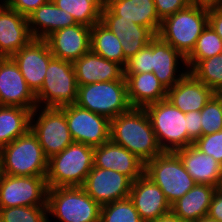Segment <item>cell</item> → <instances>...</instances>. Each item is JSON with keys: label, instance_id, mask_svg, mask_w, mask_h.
Wrapping results in <instances>:
<instances>
[{"label": "cell", "instance_id": "cell-12", "mask_svg": "<svg viewBox=\"0 0 222 222\" xmlns=\"http://www.w3.org/2000/svg\"><path fill=\"white\" fill-rule=\"evenodd\" d=\"M74 142L97 147L110 140V120L76 104L60 108Z\"/></svg>", "mask_w": 222, "mask_h": 222}, {"label": "cell", "instance_id": "cell-15", "mask_svg": "<svg viewBox=\"0 0 222 222\" xmlns=\"http://www.w3.org/2000/svg\"><path fill=\"white\" fill-rule=\"evenodd\" d=\"M0 105L17 106L31 111L37 107L35 94L11 57L0 58Z\"/></svg>", "mask_w": 222, "mask_h": 222}, {"label": "cell", "instance_id": "cell-40", "mask_svg": "<svg viewBox=\"0 0 222 222\" xmlns=\"http://www.w3.org/2000/svg\"><path fill=\"white\" fill-rule=\"evenodd\" d=\"M185 117H187V146H190L202 136L201 113L190 111L185 113Z\"/></svg>", "mask_w": 222, "mask_h": 222}, {"label": "cell", "instance_id": "cell-26", "mask_svg": "<svg viewBox=\"0 0 222 222\" xmlns=\"http://www.w3.org/2000/svg\"><path fill=\"white\" fill-rule=\"evenodd\" d=\"M124 77L131 107L144 108L149 104L167 99L168 90L153 72L124 74Z\"/></svg>", "mask_w": 222, "mask_h": 222}, {"label": "cell", "instance_id": "cell-29", "mask_svg": "<svg viewBox=\"0 0 222 222\" xmlns=\"http://www.w3.org/2000/svg\"><path fill=\"white\" fill-rule=\"evenodd\" d=\"M31 113L26 108L0 105V149L30 130Z\"/></svg>", "mask_w": 222, "mask_h": 222}, {"label": "cell", "instance_id": "cell-9", "mask_svg": "<svg viewBox=\"0 0 222 222\" xmlns=\"http://www.w3.org/2000/svg\"><path fill=\"white\" fill-rule=\"evenodd\" d=\"M144 174L160 187L170 205L196 184L175 152H162L146 162Z\"/></svg>", "mask_w": 222, "mask_h": 222}, {"label": "cell", "instance_id": "cell-14", "mask_svg": "<svg viewBox=\"0 0 222 222\" xmlns=\"http://www.w3.org/2000/svg\"><path fill=\"white\" fill-rule=\"evenodd\" d=\"M18 65L28 87L36 94L44 83L49 62L54 58L43 39H32L11 57Z\"/></svg>", "mask_w": 222, "mask_h": 222}, {"label": "cell", "instance_id": "cell-37", "mask_svg": "<svg viewBox=\"0 0 222 222\" xmlns=\"http://www.w3.org/2000/svg\"><path fill=\"white\" fill-rule=\"evenodd\" d=\"M145 72H153L152 41L127 60V64L124 67V74H138Z\"/></svg>", "mask_w": 222, "mask_h": 222}, {"label": "cell", "instance_id": "cell-2", "mask_svg": "<svg viewBox=\"0 0 222 222\" xmlns=\"http://www.w3.org/2000/svg\"><path fill=\"white\" fill-rule=\"evenodd\" d=\"M94 147L73 142L48 159V188L82 187L94 166Z\"/></svg>", "mask_w": 222, "mask_h": 222}, {"label": "cell", "instance_id": "cell-27", "mask_svg": "<svg viewBox=\"0 0 222 222\" xmlns=\"http://www.w3.org/2000/svg\"><path fill=\"white\" fill-rule=\"evenodd\" d=\"M104 4L116 15L150 28L156 35L161 20L153 0H104Z\"/></svg>", "mask_w": 222, "mask_h": 222}, {"label": "cell", "instance_id": "cell-41", "mask_svg": "<svg viewBox=\"0 0 222 222\" xmlns=\"http://www.w3.org/2000/svg\"><path fill=\"white\" fill-rule=\"evenodd\" d=\"M47 1L48 0H8L4 5L17 11L19 14L28 17L32 12Z\"/></svg>", "mask_w": 222, "mask_h": 222}, {"label": "cell", "instance_id": "cell-19", "mask_svg": "<svg viewBox=\"0 0 222 222\" xmlns=\"http://www.w3.org/2000/svg\"><path fill=\"white\" fill-rule=\"evenodd\" d=\"M94 167L112 169L133 182L144 174L145 163L126 148L109 140L94 147Z\"/></svg>", "mask_w": 222, "mask_h": 222}, {"label": "cell", "instance_id": "cell-35", "mask_svg": "<svg viewBox=\"0 0 222 222\" xmlns=\"http://www.w3.org/2000/svg\"><path fill=\"white\" fill-rule=\"evenodd\" d=\"M47 206L0 208V222H50Z\"/></svg>", "mask_w": 222, "mask_h": 222}, {"label": "cell", "instance_id": "cell-39", "mask_svg": "<svg viewBox=\"0 0 222 222\" xmlns=\"http://www.w3.org/2000/svg\"><path fill=\"white\" fill-rule=\"evenodd\" d=\"M155 3V9L159 19H163L171 16L172 14L186 8L189 4V0H153Z\"/></svg>", "mask_w": 222, "mask_h": 222}, {"label": "cell", "instance_id": "cell-10", "mask_svg": "<svg viewBox=\"0 0 222 222\" xmlns=\"http://www.w3.org/2000/svg\"><path fill=\"white\" fill-rule=\"evenodd\" d=\"M30 129L37 136L47 159L62 152L74 142L65 113L60 108L37 106L31 113Z\"/></svg>", "mask_w": 222, "mask_h": 222}, {"label": "cell", "instance_id": "cell-30", "mask_svg": "<svg viewBox=\"0 0 222 222\" xmlns=\"http://www.w3.org/2000/svg\"><path fill=\"white\" fill-rule=\"evenodd\" d=\"M90 50L123 68L127 64L119 38L101 22L91 27Z\"/></svg>", "mask_w": 222, "mask_h": 222}, {"label": "cell", "instance_id": "cell-23", "mask_svg": "<svg viewBox=\"0 0 222 222\" xmlns=\"http://www.w3.org/2000/svg\"><path fill=\"white\" fill-rule=\"evenodd\" d=\"M182 161L187 173L196 184L220 187L222 182V165L212 156L204 154L193 144L175 151Z\"/></svg>", "mask_w": 222, "mask_h": 222}, {"label": "cell", "instance_id": "cell-20", "mask_svg": "<svg viewBox=\"0 0 222 222\" xmlns=\"http://www.w3.org/2000/svg\"><path fill=\"white\" fill-rule=\"evenodd\" d=\"M32 39L27 17L0 4V58L12 57Z\"/></svg>", "mask_w": 222, "mask_h": 222}, {"label": "cell", "instance_id": "cell-6", "mask_svg": "<svg viewBox=\"0 0 222 222\" xmlns=\"http://www.w3.org/2000/svg\"><path fill=\"white\" fill-rule=\"evenodd\" d=\"M47 209L61 222H100L101 206L82 187L48 188Z\"/></svg>", "mask_w": 222, "mask_h": 222}, {"label": "cell", "instance_id": "cell-36", "mask_svg": "<svg viewBox=\"0 0 222 222\" xmlns=\"http://www.w3.org/2000/svg\"><path fill=\"white\" fill-rule=\"evenodd\" d=\"M200 113L202 136L222 130V92L215 93Z\"/></svg>", "mask_w": 222, "mask_h": 222}, {"label": "cell", "instance_id": "cell-45", "mask_svg": "<svg viewBox=\"0 0 222 222\" xmlns=\"http://www.w3.org/2000/svg\"><path fill=\"white\" fill-rule=\"evenodd\" d=\"M150 222H185L182 219H180L179 217H177L172 211L160 216L159 218L152 220Z\"/></svg>", "mask_w": 222, "mask_h": 222}, {"label": "cell", "instance_id": "cell-24", "mask_svg": "<svg viewBox=\"0 0 222 222\" xmlns=\"http://www.w3.org/2000/svg\"><path fill=\"white\" fill-rule=\"evenodd\" d=\"M178 60L186 66L185 58L170 44L164 42L158 36L152 40L153 73L167 90L172 88L188 72L187 69L178 70L180 68Z\"/></svg>", "mask_w": 222, "mask_h": 222}, {"label": "cell", "instance_id": "cell-5", "mask_svg": "<svg viewBox=\"0 0 222 222\" xmlns=\"http://www.w3.org/2000/svg\"><path fill=\"white\" fill-rule=\"evenodd\" d=\"M75 104L103 115L109 120L127 112L131 106L127 96L126 79L97 82L78 86Z\"/></svg>", "mask_w": 222, "mask_h": 222}, {"label": "cell", "instance_id": "cell-3", "mask_svg": "<svg viewBox=\"0 0 222 222\" xmlns=\"http://www.w3.org/2000/svg\"><path fill=\"white\" fill-rule=\"evenodd\" d=\"M207 25L208 10L188 5L163 19L157 36L186 58Z\"/></svg>", "mask_w": 222, "mask_h": 222}, {"label": "cell", "instance_id": "cell-1", "mask_svg": "<svg viewBox=\"0 0 222 222\" xmlns=\"http://www.w3.org/2000/svg\"><path fill=\"white\" fill-rule=\"evenodd\" d=\"M110 140L146 163L163 151L144 108L131 107L110 120Z\"/></svg>", "mask_w": 222, "mask_h": 222}, {"label": "cell", "instance_id": "cell-38", "mask_svg": "<svg viewBox=\"0 0 222 222\" xmlns=\"http://www.w3.org/2000/svg\"><path fill=\"white\" fill-rule=\"evenodd\" d=\"M193 145L204 154L212 156L222 165V130L201 136Z\"/></svg>", "mask_w": 222, "mask_h": 222}, {"label": "cell", "instance_id": "cell-17", "mask_svg": "<svg viewBox=\"0 0 222 222\" xmlns=\"http://www.w3.org/2000/svg\"><path fill=\"white\" fill-rule=\"evenodd\" d=\"M44 40L54 58L74 62L90 51L91 27L82 24L65 27Z\"/></svg>", "mask_w": 222, "mask_h": 222}, {"label": "cell", "instance_id": "cell-21", "mask_svg": "<svg viewBox=\"0 0 222 222\" xmlns=\"http://www.w3.org/2000/svg\"><path fill=\"white\" fill-rule=\"evenodd\" d=\"M215 92L187 72L172 88L167 99L183 113L201 111Z\"/></svg>", "mask_w": 222, "mask_h": 222}, {"label": "cell", "instance_id": "cell-32", "mask_svg": "<svg viewBox=\"0 0 222 222\" xmlns=\"http://www.w3.org/2000/svg\"><path fill=\"white\" fill-rule=\"evenodd\" d=\"M222 53V39L208 24L196 41L192 52L185 58L188 72L200 61Z\"/></svg>", "mask_w": 222, "mask_h": 222}, {"label": "cell", "instance_id": "cell-8", "mask_svg": "<svg viewBox=\"0 0 222 222\" xmlns=\"http://www.w3.org/2000/svg\"><path fill=\"white\" fill-rule=\"evenodd\" d=\"M77 92L78 84L73 62L53 58L46 70L44 83L35 94L37 106L61 108L75 104Z\"/></svg>", "mask_w": 222, "mask_h": 222}, {"label": "cell", "instance_id": "cell-34", "mask_svg": "<svg viewBox=\"0 0 222 222\" xmlns=\"http://www.w3.org/2000/svg\"><path fill=\"white\" fill-rule=\"evenodd\" d=\"M100 222H144L128 197L101 206Z\"/></svg>", "mask_w": 222, "mask_h": 222}, {"label": "cell", "instance_id": "cell-31", "mask_svg": "<svg viewBox=\"0 0 222 222\" xmlns=\"http://www.w3.org/2000/svg\"><path fill=\"white\" fill-rule=\"evenodd\" d=\"M58 8L70 13L77 24L92 27L101 22L104 0H52Z\"/></svg>", "mask_w": 222, "mask_h": 222}, {"label": "cell", "instance_id": "cell-42", "mask_svg": "<svg viewBox=\"0 0 222 222\" xmlns=\"http://www.w3.org/2000/svg\"><path fill=\"white\" fill-rule=\"evenodd\" d=\"M207 216L222 222V189L220 187L214 192Z\"/></svg>", "mask_w": 222, "mask_h": 222}, {"label": "cell", "instance_id": "cell-11", "mask_svg": "<svg viewBox=\"0 0 222 222\" xmlns=\"http://www.w3.org/2000/svg\"><path fill=\"white\" fill-rule=\"evenodd\" d=\"M46 177L13 176L0 178V208L47 206Z\"/></svg>", "mask_w": 222, "mask_h": 222}, {"label": "cell", "instance_id": "cell-33", "mask_svg": "<svg viewBox=\"0 0 222 222\" xmlns=\"http://www.w3.org/2000/svg\"><path fill=\"white\" fill-rule=\"evenodd\" d=\"M189 72L215 93L222 92V53L200 60Z\"/></svg>", "mask_w": 222, "mask_h": 222}, {"label": "cell", "instance_id": "cell-18", "mask_svg": "<svg viewBox=\"0 0 222 222\" xmlns=\"http://www.w3.org/2000/svg\"><path fill=\"white\" fill-rule=\"evenodd\" d=\"M129 198L144 222L171 212V205L163 191L145 174L132 183Z\"/></svg>", "mask_w": 222, "mask_h": 222}, {"label": "cell", "instance_id": "cell-28", "mask_svg": "<svg viewBox=\"0 0 222 222\" xmlns=\"http://www.w3.org/2000/svg\"><path fill=\"white\" fill-rule=\"evenodd\" d=\"M217 187L195 184L184 196L171 205V211L185 222H195L207 216L212 197Z\"/></svg>", "mask_w": 222, "mask_h": 222}, {"label": "cell", "instance_id": "cell-13", "mask_svg": "<svg viewBox=\"0 0 222 222\" xmlns=\"http://www.w3.org/2000/svg\"><path fill=\"white\" fill-rule=\"evenodd\" d=\"M133 181L112 169L94 167L82 188L100 206L128 198Z\"/></svg>", "mask_w": 222, "mask_h": 222}, {"label": "cell", "instance_id": "cell-22", "mask_svg": "<svg viewBox=\"0 0 222 222\" xmlns=\"http://www.w3.org/2000/svg\"><path fill=\"white\" fill-rule=\"evenodd\" d=\"M78 86L97 82L121 80L124 68L91 50L73 62Z\"/></svg>", "mask_w": 222, "mask_h": 222}, {"label": "cell", "instance_id": "cell-44", "mask_svg": "<svg viewBox=\"0 0 222 222\" xmlns=\"http://www.w3.org/2000/svg\"><path fill=\"white\" fill-rule=\"evenodd\" d=\"M189 4L210 10L221 7L222 0H189Z\"/></svg>", "mask_w": 222, "mask_h": 222}, {"label": "cell", "instance_id": "cell-16", "mask_svg": "<svg viewBox=\"0 0 222 222\" xmlns=\"http://www.w3.org/2000/svg\"><path fill=\"white\" fill-rule=\"evenodd\" d=\"M101 23L119 38L126 60L133 57L157 36L148 27L116 16L105 4L101 10Z\"/></svg>", "mask_w": 222, "mask_h": 222}, {"label": "cell", "instance_id": "cell-43", "mask_svg": "<svg viewBox=\"0 0 222 222\" xmlns=\"http://www.w3.org/2000/svg\"><path fill=\"white\" fill-rule=\"evenodd\" d=\"M208 24L222 39V8L208 10Z\"/></svg>", "mask_w": 222, "mask_h": 222}, {"label": "cell", "instance_id": "cell-47", "mask_svg": "<svg viewBox=\"0 0 222 222\" xmlns=\"http://www.w3.org/2000/svg\"><path fill=\"white\" fill-rule=\"evenodd\" d=\"M2 176V167H1V160H0V178Z\"/></svg>", "mask_w": 222, "mask_h": 222}, {"label": "cell", "instance_id": "cell-48", "mask_svg": "<svg viewBox=\"0 0 222 222\" xmlns=\"http://www.w3.org/2000/svg\"><path fill=\"white\" fill-rule=\"evenodd\" d=\"M1 2V4H5L8 0H0Z\"/></svg>", "mask_w": 222, "mask_h": 222}, {"label": "cell", "instance_id": "cell-4", "mask_svg": "<svg viewBox=\"0 0 222 222\" xmlns=\"http://www.w3.org/2000/svg\"><path fill=\"white\" fill-rule=\"evenodd\" d=\"M2 174L46 177L48 159L31 129L0 149Z\"/></svg>", "mask_w": 222, "mask_h": 222}, {"label": "cell", "instance_id": "cell-46", "mask_svg": "<svg viewBox=\"0 0 222 222\" xmlns=\"http://www.w3.org/2000/svg\"><path fill=\"white\" fill-rule=\"evenodd\" d=\"M195 222H219V221H216V220H214V219H212V218H210L208 216H204V217L198 219Z\"/></svg>", "mask_w": 222, "mask_h": 222}, {"label": "cell", "instance_id": "cell-7", "mask_svg": "<svg viewBox=\"0 0 222 222\" xmlns=\"http://www.w3.org/2000/svg\"><path fill=\"white\" fill-rule=\"evenodd\" d=\"M150 119L159 147L163 152H175L187 146V117L168 99L144 107Z\"/></svg>", "mask_w": 222, "mask_h": 222}, {"label": "cell", "instance_id": "cell-25", "mask_svg": "<svg viewBox=\"0 0 222 222\" xmlns=\"http://www.w3.org/2000/svg\"><path fill=\"white\" fill-rule=\"evenodd\" d=\"M27 19L33 39L44 40L59 29L77 24L70 13L58 8L52 0L38 7Z\"/></svg>", "mask_w": 222, "mask_h": 222}]
</instances>
